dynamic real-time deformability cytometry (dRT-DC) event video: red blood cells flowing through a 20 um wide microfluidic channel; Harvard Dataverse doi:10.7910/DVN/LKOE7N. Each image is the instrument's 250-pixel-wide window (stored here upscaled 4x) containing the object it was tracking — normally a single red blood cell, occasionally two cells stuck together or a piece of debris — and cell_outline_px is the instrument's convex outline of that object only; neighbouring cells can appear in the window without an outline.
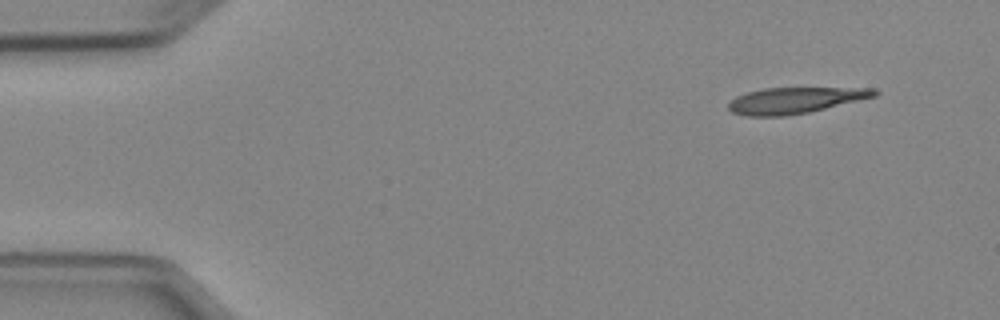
{"species": "Egyptian fruit bat (a non-hibernating species)", "species_latin": "Rousettus aegyptiacus", "temperature_condition": "cold", "stored_images_in_passage": 4, "camera_frame_rate_fps": 3000, "um_per_image_px": 0.085, "animal": {"sex": "female"}, "frame": {"image": 1, "passage_image": 1, "time_ms": 0.0, "image_size_px": [1000, 320], "cell_outline_px": [[880, 92], [876, 96], [808, 112], [784, 116], [748, 116], [732, 112], [728, 108], [728, 104], [736, 96], [748, 92], [764, 88], [876, 88]], "centroid_in_image_um": [67.58, 8.52], "position_along_channel_um": 17.4, "area_um2": 21.96}}
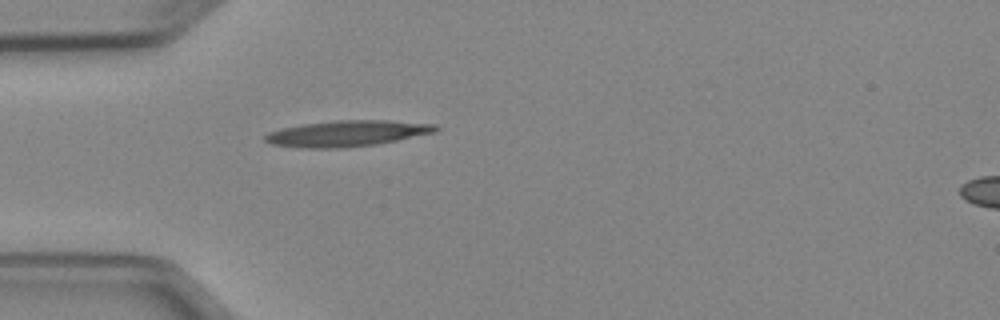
{"frame": {"image": 2, "passage_image": 4, "time_ms": 3.333, "image_size_px": [1000, 320], "cell_outline_px": [[440, 128], [436, 132], [376, 144], [344, 148], [304, 148], [272, 144], [264, 140], [264, 136], [268, 132], [280, 128], [304, 124], [336, 120], [388, 120], [436, 124]], "centroid_in_image_um": [29.5, 11.34], "position_along_channel_um": 55.5, "area_um2": 25.84}}